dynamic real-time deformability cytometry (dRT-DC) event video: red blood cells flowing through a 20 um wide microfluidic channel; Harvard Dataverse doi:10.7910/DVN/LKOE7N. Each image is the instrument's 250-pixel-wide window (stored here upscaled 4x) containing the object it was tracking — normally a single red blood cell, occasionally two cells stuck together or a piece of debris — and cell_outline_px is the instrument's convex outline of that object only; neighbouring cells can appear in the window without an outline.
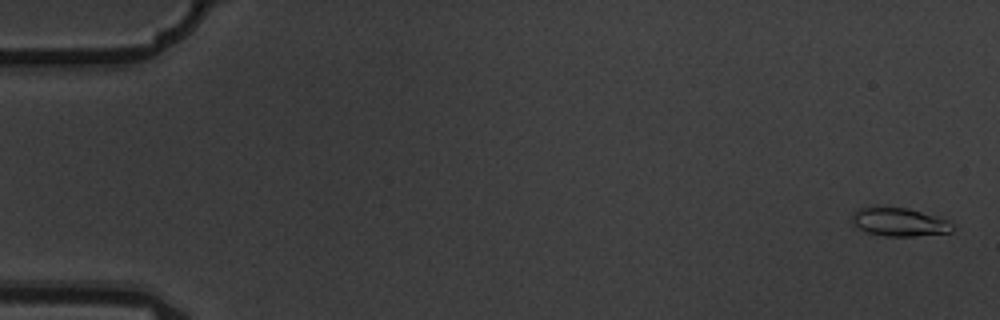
{"species": "common noctule bat (a hibernating species)", "species_latin": "Nyctalus noctula", "temperature_condition": "warm", "stored_images_in_passage": 9, "camera_frame_rate_fps": 3000, "um_per_image_px": 0.085, "animal": {"sex": "male", "body_mass_g": 19.5, "forearm_length_mm": 54.6}, "frame": {"image": 1, "passage_image": 1, "time_ms": 0.0, "image_size_px": [1000, 320], "cell_outline_px": [[952, 232], [916, 236], [884, 236], [868, 232], [852, 224], [852, 212], [860, 208], [872, 204], [908, 208], [936, 216], [948, 220], [952, 224]], "centroid_in_image_um": [76.38, 18.83], "position_along_channel_um": 8.6, "area_um2": 17.05}}
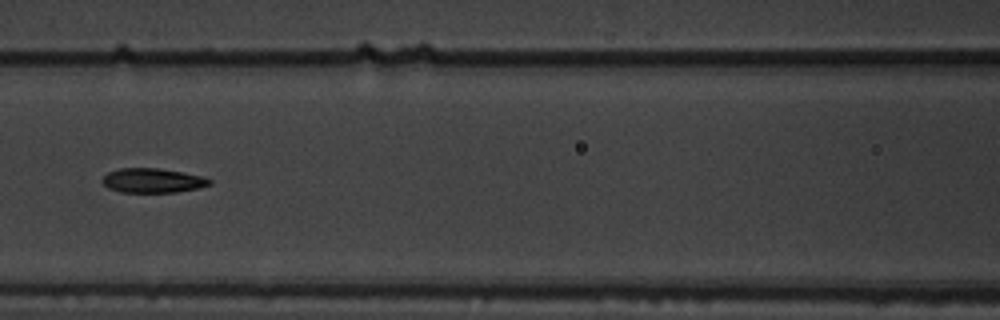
{"frame": {"image": 2, "passage_image": 8, "time_ms": 2.333, "image_size_px": [1000, 320], "cell_outline_px": [[212, 184], [200, 188], [176, 192], [120, 192], [108, 188], [100, 180], [108, 172], [120, 168], [160, 168], [204, 176], [212, 180]], "centroid_in_image_um": [13.0, 15.34], "position_along_channel_um": 153.6, "area_um2": 15.43}}
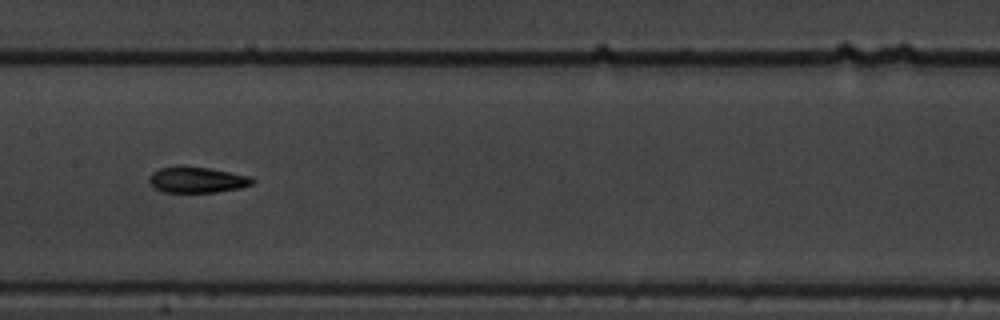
{"frame": {"image": 3, "passage_image": 9, "time_ms": 2.667, "image_size_px": [1000, 320], "cell_outline_px": [[256, 180], [252, 184], [240, 188], [216, 192], [164, 192], [152, 188], [148, 180], [152, 172], [160, 168], [208, 168], [252, 176]], "centroid_in_image_um": [16.77, 15.32], "position_along_channel_um": 190.6, "area_um2": 15.26}}